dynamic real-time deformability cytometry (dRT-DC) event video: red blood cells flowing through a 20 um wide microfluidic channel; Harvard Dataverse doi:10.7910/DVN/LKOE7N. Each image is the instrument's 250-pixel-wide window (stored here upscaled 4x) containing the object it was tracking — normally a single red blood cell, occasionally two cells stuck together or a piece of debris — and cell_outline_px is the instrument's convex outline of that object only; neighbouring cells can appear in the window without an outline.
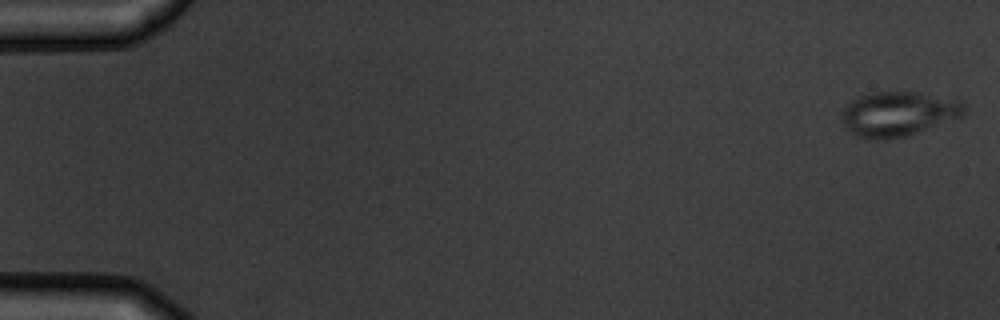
{"species": "common noctule bat (a hibernating species)", "species_latin": "Nyctalus noctula", "temperature_condition": "warm", "stored_images_in_passage": 4, "camera_frame_rate_fps": 3000, "um_per_image_px": 0.085, "animal": {"sex": "male", "body_mass_g": 19.5, "forearm_length_mm": 54.6}, "frame": {"image": 1, "passage_image": 1, "time_ms": 0.0, "image_size_px": [1000, 320], "cell_outline_px": [[964, 112], [960, 116], [916, 132], [904, 136], [884, 140], [860, 136], [852, 132], [840, 120], [840, 116], [844, 108], [852, 100], [860, 96], [872, 92], [916, 92], [960, 100], [964, 104]], "centroid_in_image_um": [76.31, 9.66], "position_along_channel_um": 8.7, "area_um2": 31.1}}